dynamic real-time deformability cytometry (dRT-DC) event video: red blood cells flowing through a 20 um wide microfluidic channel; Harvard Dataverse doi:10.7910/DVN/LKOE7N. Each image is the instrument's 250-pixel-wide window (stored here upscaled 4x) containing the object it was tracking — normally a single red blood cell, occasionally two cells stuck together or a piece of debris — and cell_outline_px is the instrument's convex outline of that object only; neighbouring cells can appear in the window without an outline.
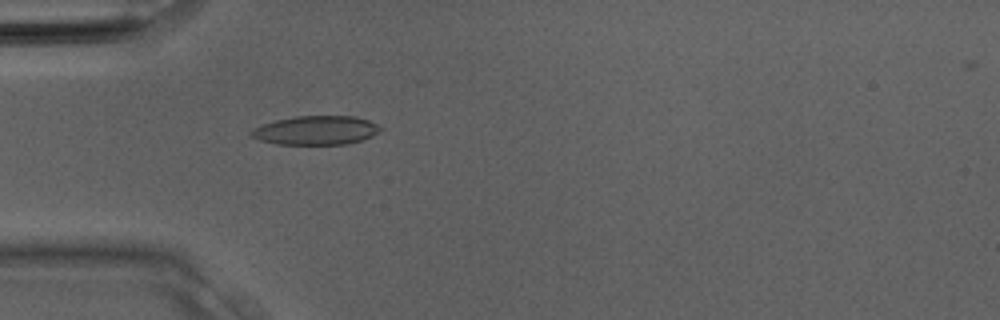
{"species": "Egyptian fruit bat (a non-hibernating species)", "species_latin": "Rousettus aegyptiacus", "temperature_condition": "room temperature", "stored_images_in_passage": 3, "camera_frame_rate_fps": 3000, "um_per_image_px": 0.085, "animal": {"sex": "male"}, "frame": {"image": 1, "passage_image": 3, "time_ms": 0.667, "image_size_px": [1000, 320], "cell_outline_px": [[384, 128], [380, 132], [372, 136], [348, 144], [276, 144], [260, 140], [252, 136], [248, 132], [252, 128], [276, 120], [296, 116], [356, 116], [368, 120]], "centroid_in_image_um": [26.87, 11.07], "position_along_channel_um": 58.1, "area_um2": 21.79}}